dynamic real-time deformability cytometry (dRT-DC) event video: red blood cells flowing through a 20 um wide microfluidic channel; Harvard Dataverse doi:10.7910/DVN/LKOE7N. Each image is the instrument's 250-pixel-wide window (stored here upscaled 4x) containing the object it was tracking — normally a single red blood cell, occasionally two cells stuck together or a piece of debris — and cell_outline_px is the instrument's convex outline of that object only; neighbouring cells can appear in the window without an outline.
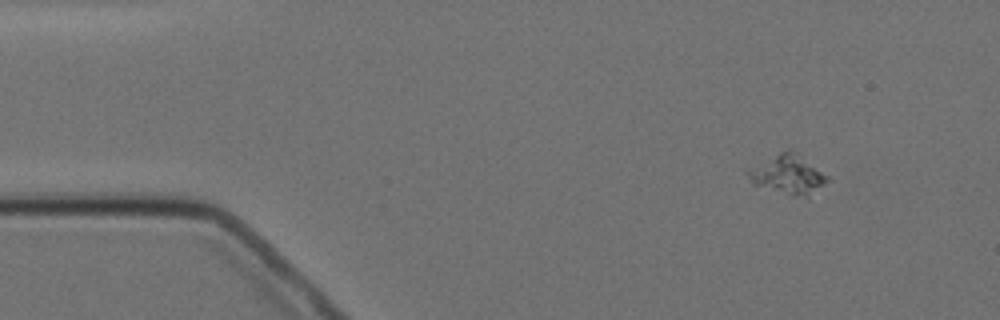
{"species": "Egyptian fruit bat (a non-hibernating species)", "species_latin": "Rousettus aegyptiacus", "temperature_condition": "cold", "stored_images_in_passage": 3, "camera_frame_rate_fps": 3000, "um_per_image_px": 0.085, "animal": {"sex": "female"}, "frame": {"image": 1, "passage_image": 1, "time_ms": 0.0, "image_size_px": [1000, 320], "cell_outline_px": [[828, 180], [808, 200], [788, 196], [752, 184], [744, 172], [744, 168], [788, 148], [828, 176]], "centroid_in_image_um": [66.89, 14.89], "position_along_channel_um": 18.1, "area_um2": 18.73}}